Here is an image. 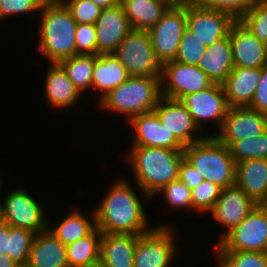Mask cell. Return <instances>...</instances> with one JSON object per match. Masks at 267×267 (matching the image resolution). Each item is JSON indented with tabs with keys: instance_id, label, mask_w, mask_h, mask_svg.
Wrapping results in <instances>:
<instances>
[{
	"instance_id": "1",
	"label": "cell",
	"mask_w": 267,
	"mask_h": 267,
	"mask_svg": "<svg viewBox=\"0 0 267 267\" xmlns=\"http://www.w3.org/2000/svg\"><path fill=\"white\" fill-rule=\"evenodd\" d=\"M125 178L116 179L94 210L96 227L102 233L142 235L155 226L150 225L145 200L137 195Z\"/></svg>"
},
{
	"instance_id": "2",
	"label": "cell",
	"mask_w": 267,
	"mask_h": 267,
	"mask_svg": "<svg viewBox=\"0 0 267 267\" xmlns=\"http://www.w3.org/2000/svg\"><path fill=\"white\" fill-rule=\"evenodd\" d=\"M131 149V150H130ZM125 155L135 177L140 197H153L164 186L178 179L179 167L184 159V150H170L146 146H130Z\"/></svg>"
},
{
	"instance_id": "3",
	"label": "cell",
	"mask_w": 267,
	"mask_h": 267,
	"mask_svg": "<svg viewBox=\"0 0 267 267\" xmlns=\"http://www.w3.org/2000/svg\"><path fill=\"white\" fill-rule=\"evenodd\" d=\"M37 49L50 63L76 55V21L64 3L42 4Z\"/></svg>"
},
{
	"instance_id": "4",
	"label": "cell",
	"mask_w": 267,
	"mask_h": 267,
	"mask_svg": "<svg viewBox=\"0 0 267 267\" xmlns=\"http://www.w3.org/2000/svg\"><path fill=\"white\" fill-rule=\"evenodd\" d=\"M161 95V78L130 76L98 101L101 111L130 118L152 112Z\"/></svg>"
},
{
	"instance_id": "5",
	"label": "cell",
	"mask_w": 267,
	"mask_h": 267,
	"mask_svg": "<svg viewBox=\"0 0 267 267\" xmlns=\"http://www.w3.org/2000/svg\"><path fill=\"white\" fill-rule=\"evenodd\" d=\"M184 159L200 173L203 180L222 189L235 185L236 163L227 146L214 136L184 148Z\"/></svg>"
},
{
	"instance_id": "6",
	"label": "cell",
	"mask_w": 267,
	"mask_h": 267,
	"mask_svg": "<svg viewBox=\"0 0 267 267\" xmlns=\"http://www.w3.org/2000/svg\"><path fill=\"white\" fill-rule=\"evenodd\" d=\"M113 54L129 76H162V63L155 56L148 31L132 29Z\"/></svg>"
},
{
	"instance_id": "7",
	"label": "cell",
	"mask_w": 267,
	"mask_h": 267,
	"mask_svg": "<svg viewBox=\"0 0 267 267\" xmlns=\"http://www.w3.org/2000/svg\"><path fill=\"white\" fill-rule=\"evenodd\" d=\"M213 249L267 252V204H258L239 225L218 240Z\"/></svg>"
},
{
	"instance_id": "8",
	"label": "cell",
	"mask_w": 267,
	"mask_h": 267,
	"mask_svg": "<svg viewBox=\"0 0 267 267\" xmlns=\"http://www.w3.org/2000/svg\"><path fill=\"white\" fill-rule=\"evenodd\" d=\"M174 229L175 226L165 222L139 235L135 247L134 267H171L178 253Z\"/></svg>"
},
{
	"instance_id": "9",
	"label": "cell",
	"mask_w": 267,
	"mask_h": 267,
	"mask_svg": "<svg viewBox=\"0 0 267 267\" xmlns=\"http://www.w3.org/2000/svg\"><path fill=\"white\" fill-rule=\"evenodd\" d=\"M8 193V194H7ZM5 198H0L4 223L15 228H25L36 233L48 229L49 216L40 205L37 198L28 190L17 186L7 191Z\"/></svg>"
},
{
	"instance_id": "10",
	"label": "cell",
	"mask_w": 267,
	"mask_h": 267,
	"mask_svg": "<svg viewBox=\"0 0 267 267\" xmlns=\"http://www.w3.org/2000/svg\"><path fill=\"white\" fill-rule=\"evenodd\" d=\"M186 24L187 0H184L173 4L148 30L155 56L162 64L176 58Z\"/></svg>"
},
{
	"instance_id": "11",
	"label": "cell",
	"mask_w": 267,
	"mask_h": 267,
	"mask_svg": "<svg viewBox=\"0 0 267 267\" xmlns=\"http://www.w3.org/2000/svg\"><path fill=\"white\" fill-rule=\"evenodd\" d=\"M180 102L189 111L194 123L202 133L206 132L204 128L209 122L212 123V126H214L213 124L217 125V131H214L212 136L221 128L230 108L220 84H214L204 90L187 94L180 99Z\"/></svg>"
},
{
	"instance_id": "12",
	"label": "cell",
	"mask_w": 267,
	"mask_h": 267,
	"mask_svg": "<svg viewBox=\"0 0 267 267\" xmlns=\"http://www.w3.org/2000/svg\"><path fill=\"white\" fill-rule=\"evenodd\" d=\"M213 81L198 66L187 65L176 60L162 64V97L180 100L183 96L213 86Z\"/></svg>"
},
{
	"instance_id": "13",
	"label": "cell",
	"mask_w": 267,
	"mask_h": 267,
	"mask_svg": "<svg viewBox=\"0 0 267 267\" xmlns=\"http://www.w3.org/2000/svg\"><path fill=\"white\" fill-rule=\"evenodd\" d=\"M267 130V114L248 107H230L214 137L228 148L243 138H254Z\"/></svg>"
},
{
	"instance_id": "14",
	"label": "cell",
	"mask_w": 267,
	"mask_h": 267,
	"mask_svg": "<svg viewBox=\"0 0 267 267\" xmlns=\"http://www.w3.org/2000/svg\"><path fill=\"white\" fill-rule=\"evenodd\" d=\"M153 111L158 115L163 126L173 133L184 146L199 142L206 136H212L211 133H201L180 100L161 97Z\"/></svg>"
},
{
	"instance_id": "15",
	"label": "cell",
	"mask_w": 267,
	"mask_h": 267,
	"mask_svg": "<svg viewBox=\"0 0 267 267\" xmlns=\"http://www.w3.org/2000/svg\"><path fill=\"white\" fill-rule=\"evenodd\" d=\"M131 146H146L167 148L170 150H184L185 146L161 123L158 115L152 111L130 118Z\"/></svg>"
},
{
	"instance_id": "16",
	"label": "cell",
	"mask_w": 267,
	"mask_h": 267,
	"mask_svg": "<svg viewBox=\"0 0 267 267\" xmlns=\"http://www.w3.org/2000/svg\"><path fill=\"white\" fill-rule=\"evenodd\" d=\"M258 204L238 186L222 189L216 204L211 209V217L225 231L219 235L221 240L228 232L239 225ZM222 236V237H221Z\"/></svg>"
},
{
	"instance_id": "17",
	"label": "cell",
	"mask_w": 267,
	"mask_h": 267,
	"mask_svg": "<svg viewBox=\"0 0 267 267\" xmlns=\"http://www.w3.org/2000/svg\"><path fill=\"white\" fill-rule=\"evenodd\" d=\"M235 20L222 11L196 7L187 1L186 27L209 47L219 39L228 36Z\"/></svg>"
},
{
	"instance_id": "18",
	"label": "cell",
	"mask_w": 267,
	"mask_h": 267,
	"mask_svg": "<svg viewBox=\"0 0 267 267\" xmlns=\"http://www.w3.org/2000/svg\"><path fill=\"white\" fill-rule=\"evenodd\" d=\"M234 67L262 68L267 65V44L256 38L239 21L229 30Z\"/></svg>"
},
{
	"instance_id": "19",
	"label": "cell",
	"mask_w": 267,
	"mask_h": 267,
	"mask_svg": "<svg viewBox=\"0 0 267 267\" xmlns=\"http://www.w3.org/2000/svg\"><path fill=\"white\" fill-rule=\"evenodd\" d=\"M97 55L113 54L122 40L132 30L121 4L102 9L95 22Z\"/></svg>"
},
{
	"instance_id": "20",
	"label": "cell",
	"mask_w": 267,
	"mask_h": 267,
	"mask_svg": "<svg viewBox=\"0 0 267 267\" xmlns=\"http://www.w3.org/2000/svg\"><path fill=\"white\" fill-rule=\"evenodd\" d=\"M48 69L44 76V94L47 103L52 108L59 110H66L69 107L75 106L80 97L81 92L74 86L73 82L68 78L67 73L64 71L59 63H48Z\"/></svg>"
},
{
	"instance_id": "21",
	"label": "cell",
	"mask_w": 267,
	"mask_h": 267,
	"mask_svg": "<svg viewBox=\"0 0 267 267\" xmlns=\"http://www.w3.org/2000/svg\"><path fill=\"white\" fill-rule=\"evenodd\" d=\"M235 185L257 204H267V159L237 162Z\"/></svg>"
},
{
	"instance_id": "22",
	"label": "cell",
	"mask_w": 267,
	"mask_h": 267,
	"mask_svg": "<svg viewBox=\"0 0 267 267\" xmlns=\"http://www.w3.org/2000/svg\"><path fill=\"white\" fill-rule=\"evenodd\" d=\"M138 237L133 234L101 233L100 262L105 267H134Z\"/></svg>"
},
{
	"instance_id": "23",
	"label": "cell",
	"mask_w": 267,
	"mask_h": 267,
	"mask_svg": "<svg viewBox=\"0 0 267 267\" xmlns=\"http://www.w3.org/2000/svg\"><path fill=\"white\" fill-rule=\"evenodd\" d=\"M261 79V68L234 67L221 84L229 107H248Z\"/></svg>"
},
{
	"instance_id": "24",
	"label": "cell",
	"mask_w": 267,
	"mask_h": 267,
	"mask_svg": "<svg viewBox=\"0 0 267 267\" xmlns=\"http://www.w3.org/2000/svg\"><path fill=\"white\" fill-rule=\"evenodd\" d=\"M28 267H68L66 245L47 229L36 234L31 246Z\"/></svg>"
},
{
	"instance_id": "25",
	"label": "cell",
	"mask_w": 267,
	"mask_h": 267,
	"mask_svg": "<svg viewBox=\"0 0 267 267\" xmlns=\"http://www.w3.org/2000/svg\"><path fill=\"white\" fill-rule=\"evenodd\" d=\"M214 84H222L234 68L229 35L206 47L197 65Z\"/></svg>"
},
{
	"instance_id": "26",
	"label": "cell",
	"mask_w": 267,
	"mask_h": 267,
	"mask_svg": "<svg viewBox=\"0 0 267 267\" xmlns=\"http://www.w3.org/2000/svg\"><path fill=\"white\" fill-rule=\"evenodd\" d=\"M130 76L114 54L95 55L91 90L98 93L99 101Z\"/></svg>"
},
{
	"instance_id": "27",
	"label": "cell",
	"mask_w": 267,
	"mask_h": 267,
	"mask_svg": "<svg viewBox=\"0 0 267 267\" xmlns=\"http://www.w3.org/2000/svg\"><path fill=\"white\" fill-rule=\"evenodd\" d=\"M133 30H150L173 5L168 0H121Z\"/></svg>"
},
{
	"instance_id": "28",
	"label": "cell",
	"mask_w": 267,
	"mask_h": 267,
	"mask_svg": "<svg viewBox=\"0 0 267 267\" xmlns=\"http://www.w3.org/2000/svg\"><path fill=\"white\" fill-rule=\"evenodd\" d=\"M79 209L78 207L76 209L73 208L56 225L52 226L48 222V229L64 245H68L90 235L97 228L94 210H91L88 218Z\"/></svg>"
},
{
	"instance_id": "29",
	"label": "cell",
	"mask_w": 267,
	"mask_h": 267,
	"mask_svg": "<svg viewBox=\"0 0 267 267\" xmlns=\"http://www.w3.org/2000/svg\"><path fill=\"white\" fill-rule=\"evenodd\" d=\"M101 233L96 228L90 235L66 245L68 267H86L100 261Z\"/></svg>"
},
{
	"instance_id": "30",
	"label": "cell",
	"mask_w": 267,
	"mask_h": 267,
	"mask_svg": "<svg viewBox=\"0 0 267 267\" xmlns=\"http://www.w3.org/2000/svg\"><path fill=\"white\" fill-rule=\"evenodd\" d=\"M94 61L95 55L77 54L59 62L68 78L83 95L91 90Z\"/></svg>"
},
{
	"instance_id": "31",
	"label": "cell",
	"mask_w": 267,
	"mask_h": 267,
	"mask_svg": "<svg viewBox=\"0 0 267 267\" xmlns=\"http://www.w3.org/2000/svg\"><path fill=\"white\" fill-rule=\"evenodd\" d=\"M36 232L15 228L8 224V244L6 253L18 264L27 265L31 246L36 236Z\"/></svg>"
},
{
	"instance_id": "32",
	"label": "cell",
	"mask_w": 267,
	"mask_h": 267,
	"mask_svg": "<svg viewBox=\"0 0 267 267\" xmlns=\"http://www.w3.org/2000/svg\"><path fill=\"white\" fill-rule=\"evenodd\" d=\"M235 163L250 159H267V130L254 138H243L229 147Z\"/></svg>"
},
{
	"instance_id": "33",
	"label": "cell",
	"mask_w": 267,
	"mask_h": 267,
	"mask_svg": "<svg viewBox=\"0 0 267 267\" xmlns=\"http://www.w3.org/2000/svg\"><path fill=\"white\" fill-rule=\"evenodd\" d=\"M214 254L218 267H267V252L214 251Z\"/></svg>"
},
{
	"instance_id": "34",
	"label": "cell",
	"mask_w": 267,
	"mask_h": 267,
	"mask_svg": "<svg viewBox=\"0 0 267 267\" xmlns=\"http://www.w3.org/2000/svg\"><path fill=\"white\" fill-rule=\"evenodd\" d=\"M239 22L256 38L267 44V2L254 0L252 7Z\"/></svg>"
},
{
	"instance_id": "35",
	"label": "cell",
	"mask_w": 267,
	"mask_h": 267,
	"mask_svg": "<svg viewBox=\"0 0 267 267\" xmlns=\"http://www.w3.org/2000/svg\"><path fill=\"white\" fill-rule=\"evenodd\" d=\"M205 50L206 46L203 42L195 36L194 32L186 27L174 60L183 64L197 66L200 58L204 55Z\"/></svg>"
},
{
	"instance_id": "36",
	"label": "cell",
	"mask_w": 267,
	"mask_h": 267,
	"mask_svg": "<svg viewBox=\"0 0 267 267\" xmlns=\"http://www.w3.org/2000/svg\"><path fill=\"white\" fill-rule=\"evenodd\" d=\"M196 7L213 9L229 14L239 21L252 7L254 0H187Z\"/></svg>"
},
{
	"instance_id": "37",
	"label": "cell",
	"mask_w": 267,
	"mask_h": 267,
	"mask_svg": "<svg viewBox=\"0 0 267 267\" xmlns=\"http://www.w3.org/2000/svg\"><path fill=\"white\" fill-rule=\"evenodd\" d=\"M221 191V187L210 181L204 180L199 183L191 190L193 211H196L197 214L198 212L199 214H205L206 212L208 214L216 204Z\"/></svg>"
},
{
	"instance_id": "38",
	"label": "cell",
	"mask_w": 267,
	"mask_h": 267,
	"mask_svg": "<svg viewBox=\"0 0 267 267\" xmlns=\"http://www.w3.org/2000/svg\"><path fill=\"white\" fill-rule=\"evenodd\" d=\"M161 194L166 202V206L174 209L193 210L191 190L179 179L164 186L157 194Z\"/></svg>"
},
{
	"instance_id": "39",
	"label": "cell",
	"mask_w": 267,
	"mask_h": 267,
	"mask_svg": "<svg viewBox=\"0 0 267 267\" xmlns=\"http://www.w3.org/2000/svg\"><path fill=\"white\" fill-rule=\"evenodd\" d=\"M64 4L77 24H95L102 12L90 0H66Z\"/></svg>"
},
{
	"instance_id": "40",
	"label": "cell",
	"mask_w": 267,
	"mask_h": 267,
	"mask_svg": "<svg viewBox=\"0 0 267 267\" xmlns=\"http://www.w3.org/2000/svg\"><path fill=\"white\" fill-rule=\"evenodd\" d=\"M41 0H0V21L12 15L37 14L42 7Z\"/></svg>"
},
{
	"instance_id": "41",
	"label": "cell",
	"mask_w": 267,
	"mask_h": 267,
	"mask_svg": "<svg viewBox=\"0 0 267 267\" xmlns=\"http://www.w3.org/2000/svg\"><path fill=\"white\" fill-rule=\"evenodd\" d=\"M75 45L76 55H97L96 28L94 24H77Z\"/></svg>"
},
{
	"instance_id": "42",
	"label": "cell",
	"mask_w": 267,
	"mask_h": 267,
	"mask_svg": "<svg viewBox=\"0 0 267 267\" xmlns=\"http://www.w3.org/2000/svg\"><path fill=\"white\" fill-rule=\"evenodd\" d=\"M248 108L267 114V65L261 68V79Z\"/></svg>"
},
{
	"instance_id": "43",
	"label": "cell",
	"mask_w": 267,
	"mask_h": 267,
	"mask_svg": "<svg viewBox=\"0 0 267 267\" xmlns=\"http://www.w3.org/2000/svg\"><path fill=\"white\" fill-rule=\"evenodd\" d=\"M178 179L190 190L204 181L200 173L197 172L195 168L191 166L185 159H183L182 163L180 164Z\"/></svg>"
},
{
	"instance_id": "44",
	"label": "cell",
	"mask_w": 267,
	"mask_h": 267,
	"mask_svg": "<svg viewBox=\"0 0 267 267\" xmlns=\"http://www.w3.org/2000/svg\"><path fill=\"white\" fill-rule=\"evenodd\" d=\"M8 244V224L0 225V254H6Z\"/></svg>"
},
{
	"instance_id": "45",
	"label": "cell",
	"mask_w": 267,
	"mask_h": 267,
	"mask_svg": "<svg viewBox=\"0 0 267 267\" xmlns=\"http://www.w3.org/2000/svg\"><path fill=\"white\" fill-rule=\"evenodd\" d=\"M96 6L100 7L101 9L110 8L117 4H120L121 0H90Z\"/></svg>"
},
{
	"instance_id": "46",
	"label": "cell",
	"mask_w": 267,
	"mask_h": 267,
	"mask_svg": "<svg viewBox=\"0 0 267 267\" xmlns=\"http://www.w3.org/2000/svg\"><path fill=\"white\" fill-rule=\"evenodd\" d=\"M18 264L6 253L0 254V267H17Z\"/></svg>"
},
{
	"instance_id": "47",
	"label": "cell",
	"mask_w": 267,
	"mask_h": 267,
	"mask_svg": "<svg viewBox=\"0 0 267 267\" xmlns=\"http://www.w3.org/2000/svg\"><path fill=\"white\" fill-rule=\"evenodd\" d=\"M43 4L64 3L66 0H41Z\"/></svg>"
},
{
	"instance_id": "48",
	"label": "cell",
	"mask_w": 267,
	"mask_h": 267,
	"mask_svg": "<svg viewBox=\"0 0 267 267\" xmlns=\"http://www.w3.org/2000/svg\"><path fill=\"white\" fill-rule=\"evenodd\" d=\"M4 223V218H3V209L0 201V225Z\"/></svg>"
},
{
	"instance_id": "49",
	"label": "cell",
	"mask_w": 267,
	"mask_h": 267,
	"mask_svg": "<svg viewBox=\"0 0 267 267\" xmlns=\"http://www.w3.org/2000/svg\"><path fill=\"white\" fill-rule=\"evenodd\" d=\"M2 176V174H0V198H2L3 196H2V194H5V193H1V192H3L2 190H3V184H2V181H5V180H3V178L1 177Z\"/></svg>"
},
{
	"instance_id": "50",
	"label": "cell",
	"mask_w": 267,
	"mask_h": 267,
	"mask_svg": "<svg viewBox=\"0 0 267 267\" xmlns=\"http://www.w3.org/2000/svg\"><path fill=\"white\" fill-rule=\"evenodd\" d=\"M86 267H105L100 261Z\"/></svg>"
},
{
	"instance_id": "51",
	"label": "cell",
	"mask_w": 267,
	"mask_h": 267,
	"mask_svg": "<svg viewBox=\"0 0 267 267\" xmlns=\"http://www.w3.org/2000/svg\"><path fill=\"white\" fill-rule=\"evenodd\" d=\"M168 1H171L173 4H178L183 2L184 0H168Z\"/></svg>"
},
{
	"instance_id": "52",
	"label": "cell",
	"mask_w": 267,
	"mask_h": 267,
	"mask_svg": "<svg viewBox=\"0 0 267 267\" xmlns=\"http://www.w3.org/2000/svg\"><path fill=\"white\" fill-rule=\"evenodd\" d=\"M17 267H28L27 265H18Z\"/></svg>"
}]
</instances>
